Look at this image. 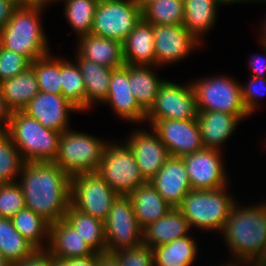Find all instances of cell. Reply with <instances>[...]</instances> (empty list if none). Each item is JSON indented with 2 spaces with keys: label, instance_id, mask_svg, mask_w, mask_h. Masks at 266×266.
Returning a JSON list of instances; mask_svg holds the SVG:
<instances>
[{
  "label": "cell",
  "instance_id": "obj_1",
  "mask_svg": "<svg viewBox=\"0 0 266 266\" xmlns=\"http://www.w3.org/2000/svg\"><path fill=\"white\" fill-rule=\"evenodd\" d=\"M17 181L25 207L50 224L64 219L70 205L71 177L54 162H25Z\"/></svg>",
  "mask_w": 266,
  "mask_h": 266
},
{
  "label": "cell",
  "instance_id": "obj_2",
  "mask_svg": "<svg viewBox=\"0 0 266 266\" xmlns=\"http://www.w3.org/2000/svg\"><path fill=\"white\" fill-rule=\"evenodd\" d=\"M221 234L233 259L254 263L266 253V202L243 208L236 202Z\"/></svg>",
  "mask_w": 266,
  "mask_h": 266
},
{
  "label": "cell",
  "instance_id": "obj_3",
  "mask_svg": "<svg viewBox=\"0 0 266 266\" xmlns=\"http://www.w3.org/2000/svg\"><path fill=\"white\" fill-rule=\"evenodd\" d=\"M44 7L19 4L8 23L0 30V45L25 56L30 62L49 54V44L40 21Z\"/></svg>",
  "mask_w": 266,
  "mask_h": 266
},
{
  "label": "cell",
  "instance_id": "obj_4",
  "mask_svg": "<svg viewBox=\"0 0 266 266\" xmlns=\"http://www.w3.org/2000/svg\"><path fill=\"white\" fill-rule=\"evenodd\" d=\"M25 162H54L61 133L45 128L23 111L11 114L6 130Z\"/></svg>",
  "mask_w": 266,
  "mask_h": 266
},
{
  "label": "cell",
  "instance_id": "obj_5",
  "mask_svg": "<svg viewBox=\"0 0 266 266\" xmlns=\"http://www.w3.org/2000/svg\"><path fill=\"white\" fill-rule=\"evenodd\" d=\"M228 186L215 190H191L177 207L192 227L222 232L233 205Z\"/></svg>",
  "mask_w": 266,
  "mask_h": 266
},
{
  "label": "cell",
  "instance_id": "obj_6",
  "mask_svg": "<svg viewBox=\"0 0 266 266\" xmlns=\"http://www.w3.org/2000/svg\"><path fill=\"white\" fill-rule=\"evenodd\" d=\"M71 130L61 133L54 163L70 177L81 173L97 172L109 141Z\"/></svg>",
  "mask_w": 266,
  "mask_h": 266
},
{
  "label": "cell",
  "instance_id": "obj_7",
  "mask_svg": "<svg viewBox=\"0 0 266 266\" xmlns=\"http://www.w3.org/2000/svg\"><path fill=\"white\" fill-rule=\"evenodd\" d=\"M197 111L234 114L241 121L249 116L241 95L240 83L227 75L211 76L191 82Z\"/></svg>",
  "mask_w": 266,
  "mask_h": 266
},
{
  "label": "cell",
  "instance_id": "obj_8",
  "mask_svg": "<svg viewBox=\"0 0 266 266\" xmlns=\"http://www.w3.org/2000/svg\"><path fill=\"white\" fill-rule=\"evenodd\" d=\"M142 19L137 0H99L91 33L123 43Z\"/></svg>",
  "mask_w": 266,
  "mask_h": 266
},
{
  "label": "cell",
  "instance_id": "obj_9",
  "mask_svg": "<svg viewBox=\"0 0 266 266\" xmlns=\"http://www.w3.org/2000/svg\"><path fill=\"white\" fill-rule=\"evenodd\" d=\"M97 172L119 195H129L146 182L132 151L125 143L109 142L106 145Z\"/></svg>",
  "mask_w": 266,
  "mask_h": 266
},
{
  "label": "cell",
  "instance_id": "obj_10",
  "mask_svg": "<svg viewBox=\"0 0 266 266\" xmlns=\"http://www.w3.org/2000/svg\"><path fill=\"white\" fill-rule=\"evenodd\" d=\"M70 204L77 210L104 221L119 196L98 174L71 176Z\"/></svg>",
  "mask_w": 266,
  "mask_h": 266
},
{
  "label": "cell",
  "instance_id": "obj_11",
  "mask_svg": "<svg viewBox=\"0 0 266 266\" xmlns=\"http://www.w3.org/2000/svg\"><path fill=\"white\" fill-rule=\"evenodd\" d=\"M106 252L114 253L142 243V229L134 214L132 200L119 195L104 220Z\"/></svg>",
  "mask_w": 266,
  "mask_h": 266
},
{
  "label": "cell",
  "instance_id": "obj_12",
  "mask_svg": "<svg viewBox=\"0 0 266 266\" xmlns=\"http://www.w3.org/2000/svg\"><path fill=\"white\" fill-rule=\"evenodd\" d=\"M196 95L192 84L186 85L165 80L154 104L146 112V122L157 120L197 119Z\"/></svg>",
  "mask_w": 266,
  "mask_h": 266
},
{
  "label": "cell",
  "instance_id": "obj_13",
  "mask_svg": "<svg viewBox=\"0 0 266 266\" xmlns=\"http://www.w3.org/2000/svg\"><path fill=\"white\" fill-rule=\"evenodd\" d=\"M192 190H215L227 186L222 152L203 148L183 157Z\"/></svg>",
  "mask_w": 266,
  "mask_h": 266
},
{
  "label": "cell",
  "instance_id": "obj_14",
  "mask_svg": "<svg viewBox=\"0 0 266 266\" xmlns=\"http://www.w3.org/2000/svg\"><path fill=\"white\" fill-rule=\"evenodd\" d=\"M170 156L183 157L203 149L197 119L157 120L151 124Z\"/></svg>",
  "mask_w": 266,
  "mask_h": 266
},
{
  "label": "cell",
  "instance_id": "obj_15",
  "mask_svg": "<svg viewBox=\"0 0 266 266\" xmlns=\"http://www.w3.org/2000/svg\"><path fill=\"white\" fill-rule=\"evenodd\" d=\"M155 66L177 63L201 43L181 25L153 24Z\"/></svg>",
  "mask_w": 266,
  "mask_h": 266
},
{
  "label": "cell",
  "instance_id": "obj_16",
  "mask_svg": "<svg viewBox=\"0 0 266 266\" xmlns=\"http://www.w3.org/2000/svg\"><path fill=\"white\" fill-rule=\"evenodd\" d=\"M150 132V133H149ZM134 130L125 144L132 151L140 173L145 181L150 182L170 157L167 148L153 130Z\"/></svg>",
  "mask_w": 266,
  "mask_h": 266
},
{
  "label": "cell",
  "instance_id": "obj_17",
  "mask_svg": "<svg viewBox=\"0 0 266 266\" xmlns=\"http://www.w3.org/2000/svg\"><path fill=\"white\" fill-rule=\"evenodd\" d=\"M45 128L65 132L69 129L70 112L78 110L62 94L39 92L22 110Z\"/></svg>",
  "mask_w": 266,
  "mask_h": 266
},
{
  "label": "cell",
  "instance_id": "obj_18",
  "mask_svg": "<svg viewBox=\"0 0 266 266\" xmlns=\"http://www.w3.org/2000/svg\"><path fill=\"white\" fill-rule=\"evenodd\" d=\"M110 104L115 115L122 120L144 123L146 111L136 101L129 86V65L113 69L108 95L104 102Z\"/></svg>",
  "mask_w": 266,
  "mask_h": 266
},
{
  "label": "cell",
  "instance_id": "obj_19",
  "mask_svg": "<svg viewBox=\"0 0 266 266\" xmlns=\"http://www.w3.org/2000/svg\"><path fill=\"white\" fill-rule=\"evenodd\" d=\"M163 199L177 208L192 188L182 157L170 156L150 181Z\"/></svg>",
  "mask_w": 266,
  "mask_h": 266
},
{
  "label": "cell",
  "instance_id": "obj_20",
  "mask_svg": "<svg viewBox=\"0 0 266 266\" xmlns=\"http://www.w3.org/2000/svg\"><path fill=\"white\" fill-rule=\"evenodd\" d=\"M46 251L52 257L63 260L87 257L96 253L65 219L50 224L49 243Z\"/></svg>",
  "mask_w": 266,
  "mask_h": 266
},
{
  "label": "cell",
  "instance_id": "obj_21",
  "mask_svg": "<svg viewBox=\"0 0 266 266\" xmlns=\"http://www.w3.org/2000/svg\"><path fill=\"white\" fill-rule=\"evenodd\" d=\"M78 40L76 52L82 58L112 69L125 65L123 43L92 33Z\"/></svg>",
  "mask_w": 266,
  "mask_h": 266
},
{
  "label": "cell",
  "instance_id": "obj_22",
  "mask_svg": "<svg viewBox=\"0 0 266 266\" xmlns=\"http://www.w3.org/2000/svg\"><path fill=\"white\" fill-rule=\"evenodd\" d=\"M197 121L204 148L222 151L223 145L235 132L241 120L234 114L217 111H198Z\"/></svg>",
  "mask_w": 266,
  "mask_h": 266
},
{
  "label": "cell",
  "instance_id": "obj_23",
  "mask_svg": "<svg viewBox=\"0 0 266 266\" xmlns=\"http://www.w3.org/2000/svg\"><path fill=\"white\" fill-rule=\"evenodd\" d=\"M190 229L181 211L173 207L165 216L142 229V243L153 248L188 236Z\"/></svg>",
  "mask_w": 266,
  "mask_h": 266
},
{
  "label": "cell",
  "instance_id": "obj_24",
  "mask_svg": "<svg viewBox=\"0 0 266 266\" xmlns=\"http://www.w3.org/2000/svg\"><path fill=\"white\" fill-rule=\"evenodd\" d=\"M128 196L132 200L134 214L141 229L162 218L173 208L151 182L146 181Z\"/></svg>",
  "mask_w": 266,
  "mask_h": 266
},
{
  "label": "cell",
  "instance_id": "obj_25",
  "mask_svg": "<svg viewBox=\"0 0 266 266\" xmlns=\"http://www.w3.org/2000/svg\"><path fill=\"white\" fill-rule=\"evenodd\" d=\"M125 65L155 66L153 24L143 19L123 42Z\"/></svg>",
  "mask_w": 266,
  "mask_h": 266
},
{
  "label": "cell",
  "instance_id": "obj_26",
  "mask_svg": "<svg viewBox=\"0 0 266 266\" xmlns=\"http://www.w3.org/2000/svg\"><path fill=\"white\" fill-rule=\"evenodd\" d=\"M76 63L86 88V111L95 103L105 102L113 69L82 58L77 52Z\"/></svg>",
  "mask_w": 266,
  "mask_h": 266
},
{
  "label": "cell",
  "instance_id": "obj_27",
  "mask_svg": "<svg viewBox=\"0 0 266 266\" xmlns=\"http://www.w3.org/2000/svg\"><path fill=\"white\" fill-rule=\"evenodd\" d=\"M5 103L14 111H22L40 92L34 68L30 65L17 76L0 82Z\"/></svg>",
  "mask_w": 266,
  "mask_h": 266
},
{
  "label": "cell",
  "instance_id": "obj_28",
  "mask_svg": "<svg viewBox=\"0 0 266 266\" xmlns=\"http://www.w3.org/2000/svg\"><path fill=\"white\" fill-rule=\"evenodd\" d=\"M218 5H222L220 0H183V26L200 43L203 42L201 37L214 26Z\"/></svg>",
  "mask_w": 266,
  "mask_h": 266
},
{
  "label": "cell",
  "instance_id": "obj_29",
  "mask_svg": "<svg viewBox=\"0 0 266 266\" xmlns=\"http://www.w3.org/2000/svg\"><path fill=\"white\" fill-rule=\"evenodd\" d=\"M197 242L190 235L153 247L154 266H193Z\"/></svg>",
  "mask_w": 266,
  "mask_h": 266
},
{
  "label": "cell",
  "instance_id": "obj_30",
  "mask_svg": "<svg viewBox=\"0 0 266 266\" xmlns=\"http://www.w3.org/2000/svg\"><path fill=\"white\" fill-rule=\"evenodd\" d=\"M156 66L129 65V86L139 105L147 112L165 80L155 74ZM153 69V70H152Z\"/></svg>",
  "mask_w": 266,
  "mask_h": 266
},
{
  "label": "cell",
  "instance_id": "obj_31",
  "mask_svg": "<svg viewBox=\"0 0 266 266\" xmlns=\"http://www.w3.org/2000/svg\"><path fill=\"white\" fill-rule=\"evenodd\" d=\"M64 219L95 252H106L104 221L75 209L71 204Z\"/></svg>",
  "mask_w": 266,
  "mask_h": 266
},
{
  "label": "cell",
  "instance_id": "obj_32",
  "mask_svg": "<svg viewBox=\"0 0 266 266\" xmlns=\"http://www.w3.org/2000/svg\"><path fill=\"white\" fill-rule=\"evenodd\" d=\"M36 251L14 228L11 218L0 217V252L9 264L25 260Z\"/></svg>",
  "mask_w": 266,
  "mask_h": 266
},
{
  "label": "cell",
  "instance_id": "obj_33",
  "mask_svg": "<svg viewBox=\"0 0 266 266\" xmlns=\"http://www.w3.org/2000/svg\"><path fill=\"white\" fill-rule=\"evenodd\" d=\"M11 220L14 228L37 250H47V246L42 244V241L44 239L49 243L50 223L48 221L26 207L15 214Z\"/></svg>",
  "mask_w": 266,
  "mask_h": 266
},
{
  "label": "cell",
  "instance_id": "obj_34",
  "mask_svg": "<svg viewBox=\"0 0 266 266\" xmlns=\"http://www.w3.org/2000/svg\"><path fill=\"white\" fill-rule=\"evenodd\" d=\"M61 89L63 97L78 112L86 111V88L77 63L61 59Z\"/></svg>",
  "mask_w": 266,
  "mask_h": 266
},
{
  "label": "cell",
  "instance_id": "obj_35",
  "mask_svg": "<svg viewBox=\"0 0 266 266\" xmlns=\"http://www.w3.org/2000/svg\"><path fill=\"white\" fill-rule=\"evenodd\" d=\"M143 20L150 24L181 25L184 19L183 0H155L142 8Z\"/></svg>",
  "mask_w": 266,
  "mask_h": 266
},
{
  "label": "cell",
  "instance_id": "obj_36",
  "mask_svg": "<svg viewBox=\"0 0 266 266\" xmlns=\"http://www.w3.org/2000/svg\"><path fill=\"white\" fill-rule=\"evenodd\" d=\"M61 58L51 53L30 63L34 68L39 91L50 94H62Z\"/></svg>",
  "mask_w": 266,
  "mask_h": 266
},
{
  "label": "cell",
  "instance_id": "obj_37",
  "mask_svg": "<svg viewBox=\"0 0 266 266\" xmlns=\"http://www.w3.org/2000/svg\"><path fill=\"white\" fill-rule=\"evenodd\" d=\"M64 1V14L77 37L91 33L93 18L99 0Z\"/></svg>",
  "mask_w": 266,
  "mask_h": 266
},
{
  "label": "cell",
  "instance_id": "obj_38",
  "mask_svg": "<svg viewBox=\"0 0 266 266\" xmlns=\"http://www.w3.org/2000/svg\"><path fill=\"white\" fill-rule=\"evenodd\" d=\"M25 161L6 130H0V184L14 183Z\"/></svg>",
  "mask_w": 266,
  "mask_h": 266
},
{
  "label": "cell",
  "instance_id": "obj_39",
  "mask_svg": "<svg viewBox=\"0 0 266 266\" xmlns=\"http://www.w3.org/2000/svg\"><path fill=\"white\" fill-rule=\"evenodd\" d=\"M24 208L25 199L20 184H0V217L12 218Z\"/></svg>",
  "mask_w": 266,
  "mask_h": 266
},
{
  "label": "cell",
  "instance_id": "obj_40",
  "mask_svg": "<svg viewBox=\"0 0 266 266\" xmlns=\"http://www.w3.org/2000/svg\"><path fill=\"white\" fill-rule=\"evenodd\" d=\"M120 266H154L153 249L144 243L113 253Z\"/></svg>",
  "mask_w": 266,
  "mask_h": 266
},
{
  "label": "cell",
  "instance_id": "obj_41",
  "mask_svg": "<svg viewBox=\"0 0 266 266\" xmlns=\"http://www.w3.org/2000/svg\"><path fill=\"white\" fill-rule=\"evenodd\" d=\"M30 63L25 56L0 45V82L17 76L30 66Z\"/></svg>",
  "mask_w": 266,
  "mask_h": 266
},
{
  "label": "cell",
  "instance_id": "obj_42",
  "mask_svg": "<svg viewBox=\"0 0 266 266\" xmlns=\"http://www.w3.org/2000/svg\"><path fill=\"white\" fill-rule=\"evenodd\" d=\"M241 95L244 107L249 115L259 107V98L266 95V78L252 77L247 84H241ZM257 108V109H256Z\"/></svg>",
  "mask_w": 266,
  "mask_h": 266
},
{
  "label": "cell",
  "instance_id": "obj_43",
  "mask_svg": "<svg viewBox=\"0 0 266 266\" xmlns=\"http://www.w3.org/2000/svg\"><path fill=\"white\" fill-rule=\"evenodd\" d=\"M9 266H51V255L46 250H37L31 257Z\"/></svg>",
  "mask_w": 266,
  "mask_h": 266
},
{
  "label": "cell",
  "instance_id": "obj_44",
  "mask_svg": "<svg viewBox=\"0 0 266 266\" xmlns=\"http://www.w3.org/2000/svg\"><path fill=\"white\" fill-rule=\"evenodd\" d=\"M263 50L266 53V47L263 46ZM248 65L251 69L252 77L266 78V58L261 55H252Z\"/></svg>",
  "mask_w": 266,
  "mask_h": 266
},
{
  "label": "cell",
  "instance_id": "obj_45",
  "mask_svg": "<svg viewBox=\"0 0 266 266\" xmlns=\"http://www.w3.org/2000/svg\"><path fill=\"white\" fill-rule=\"evenodd\" d=\"M18 5L16 0H0V30L8 23Z\"/></svg>",
  "mask_w": 266,
  "mask_h": 266
},
{
  "label": "cell",
  "instance_id": "obj_46",
  "mask_svg": "<svg viewBox=\"0 0 266 266\" xmlns=\"http://www.w3.org/2000/svg\"><path fill=\"white\" fill-rule=\"evenodd\" d=\"M12 111L8 108L5 103V99L3 96L1 84H0V130H7L10 124Z\"/></svg>",
  "mask_w": 266,
  "mask_h": 266
},
{
  "label": "cell",
  "instance_id": "obj_47",
  "mask_svg": "<svg viewBox=\"0 0 266 266\" xmlns=\"http://www.w3.org/2000/svg\"><path fill=\"white\" fill-rule=\"evenodd\" d=\"M64 261L68 266H97V252L87 257L68 258Z\"/></svg>",
  "mask_w": 266,
  "mask_h": 266
},
{
  "label": "cell",
  "instance_id": "obj_48",
  "mask_svg": "<svg viewBox=\"0 0 266 266\" xmlns=\"http://www.w3.org/2000/svg\"><path fill=\"white\" fill-rule=\"evenodd\" d=\"M97 266H120L117 257L113 253H98Z\"/></svg>",
  "mask_w": 266,
  "mask_h": 266
},
{
  "label": "cell",
  "instance_id": "obj_49",
  "mask_svg": "<svg viewBox=\"0 0 266 266\" xmlns=\"http://www.w3.org/2000/svg\"><path fill=\"white\" fill-rule=\"evenodd\" d=\"M232 261L233 260H231L228 263L221 264L219 266H254V264L252 262L242 260V259H235L236 262L235 261L232 262Z\"/></svg>",
  "mask_w": 266,
  "mask_h": 266
},
{
  "label": "cell",
  "instance_id": "obj_50",
  "mask_svg": "<svg viewBox=\"0 0 266 266\" xmlns=\"http://www.w3.org/2000/svg\"><path fill=\"white\" fill-rule=\"evenodd\" d=\"M264 22L265 23L262 24L261 29H260L261 34L259 33V35H260V40H261L260 44L266 47V20Z\"/></svg>",
  "mask_w": 266,
  "mask_h": 266
},
{
  "label": "cell",
  "instance_id": "obj_51",
  "mask_svg": "<svg viewBox=\"0 0 266 266\" xmlns=\"http://www.w3.org/2000/svg\"><path fill=\"white\" fill-rule=\"evenodd\" d=\"M51 266H68V264L63 259L51 256Z\"/></svg>",
  "mask_w": 266,
  "mask_h": 266
},
{
  "label": "cell",
  "instance_id": "obj_52",
  "mask_svg": "<svg viewBox=\"0 0 266 266\" xmlns=\"http://www.w3.org/2000/svg\"><path fill=\"white\" fill-rule=\"evenodd\" d=\"M221 4H236V3H246V2H257V0H220Z\"/></svg>",
  "mask_w": 266,
  "mask_h": 266
},
{
  "label": "cell",
  "instance_id": "obj_53",
  "mask_svg": "<svg viewBox=\"0 0 266 266\" xmlns=\"http://www.w3.org/2000/svg\"><path fill=\"white\" fill-rule=\"evenodd\" d=\"M18 4L39 5V0H16Z\"/></svg>",
  "mask_w": 266,
  "mask_h": 266
},
{
  "label": "cell",
  "instance_id": "obj_54",
  "mask_svg": "<svg viewBox=\"0 0 266 266\" xmlns=\"http://www.w3.org/2000/svg\"><path fill=\"white\" fill-rule=\"evenodd\" d=\"M60 0H39V5H48L49 3H56V2H59Z\"/></svg>",
  "mask_w": 266,
  "mask_h": 266
},
{
  "label": "cell",
  "instance_id": "obj_55",
  "mask_svg": "<svg viewBox=\"0 0 266 266\" xmlns=\"http://www.w3.org/2000/svg\"><path fill=\"white\" fill-rule=\"evenodd\" d=\"M0 266H9V263L4 259L1 252H0Z\"/></svg>",
  "mask_w": 266,
  "mask_h": 266
},
{
  "label": "cell",
  "instance_id": "obj_56",
  "mask_svg": "<svg viewBox=\"0 0 266 266\" xmlns=\"http://www.w3.org/2000/svg\"><path fill=\"white\" fill-rule=\"evenodd\" d=\"M155 1V0H137V2L141 5L143 8L148 2Z\"/></svg>",
  "mask_w": 266,
  "mask_h": 266
},
{
  "label": "cell",
  "instance_id": "obj_57",
  "mask_svg": "<svg viewBox=\"0 0 266 266\" xmlns=\"http://www.w3.org/2000/svg\"><path fill=\"white\" fill-rule=\"evenodd\" d=\"M259 1H260V2H265V3H266V0H257V2H259Z\"/></svg>",
  "mask_w": 266,
  "mask_h": 266
}]
</instances>
